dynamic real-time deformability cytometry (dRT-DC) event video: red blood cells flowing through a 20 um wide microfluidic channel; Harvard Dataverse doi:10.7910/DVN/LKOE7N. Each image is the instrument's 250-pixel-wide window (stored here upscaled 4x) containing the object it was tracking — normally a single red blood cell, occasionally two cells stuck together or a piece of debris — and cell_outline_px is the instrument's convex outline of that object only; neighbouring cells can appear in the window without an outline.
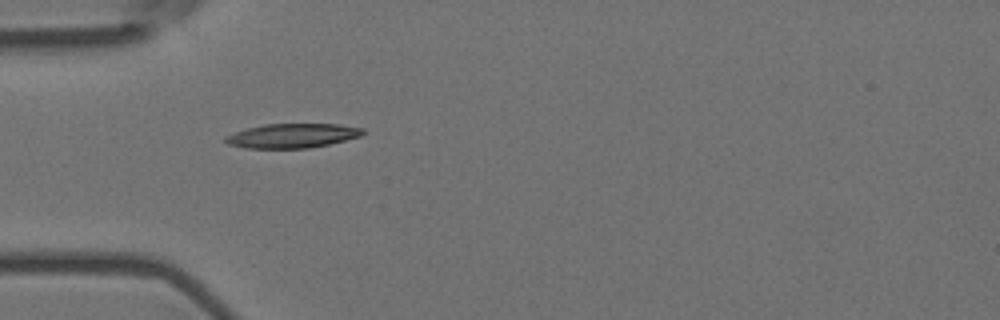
{"species": "Egyptian fruit bat (a non-hibernating species)", "species_latin": "Rousettus aegyptiacus", "temperature_condition": "room temperature", "stored_images_in_passage": 5, "camera_frame_rate_fps": 3000, "um_per_image_px": 0.085, "animal": {"sex": "female"}, "frame": {"image": 1, "passage_image": 4, "time_ms": 1.0, "image_size_px": [1000, 320], "cell_outline_px": [[364, 132], [360, 136], [328, 144], [308, 148], [244, 148], [228, 144], [224, 140], [224, 136], [248, 128], [264, 124], [340, 124], [364, 128]], "centroid_in_image_um": [24.83, 11.53], "position_along_channel_um": 60.2, "area_um2": 19.36}}
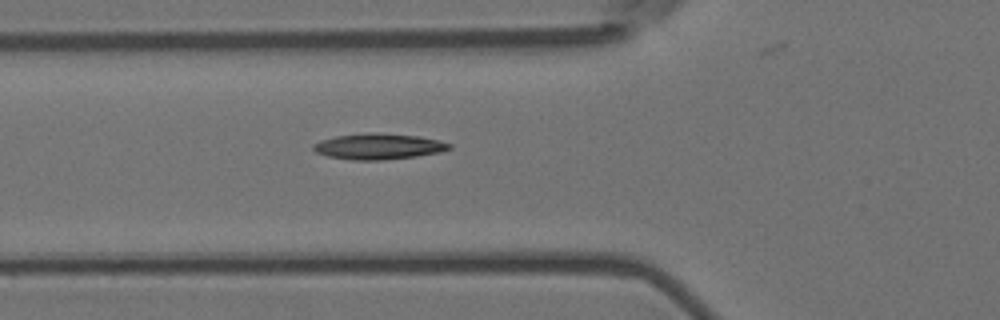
{"frame": {"image": 2, "passage_image": 5, "time_ms": 1.333, "image_size_px": [1000, 320], "cell_outline_px": [[452, 148], [440, 152], [416, 156], [380, 160], [352, 160], [328, 156], [316, 152], [312, 148], [312, 144], [320, 140], [336, 136], [368, 132], [376, 132], [420, 136], [452, 144]], "centroid_in_image_um": [32.15, 12.44], "position_along_channel_um": 93.6, "area_um2": 20.52}}